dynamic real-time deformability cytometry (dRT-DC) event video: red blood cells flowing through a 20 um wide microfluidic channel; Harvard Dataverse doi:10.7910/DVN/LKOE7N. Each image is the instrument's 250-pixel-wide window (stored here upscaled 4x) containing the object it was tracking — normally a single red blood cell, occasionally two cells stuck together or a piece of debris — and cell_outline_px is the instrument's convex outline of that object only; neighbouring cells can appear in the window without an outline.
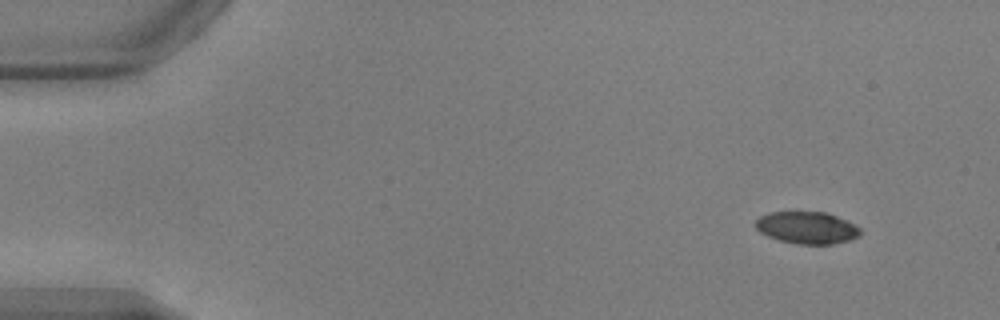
{"species": "common noctule bat (a hibernating species)", "species_latin": "Nyctalus noctula", "temperature_condition": "warm", "stored_images_in_passage": 7, "camera_frame_rate_fps": 3000, "um_per_image_px": 0.085, "animal": {"sex": "male", "body_mass_g": 17.9, "forearm_length_mm": 54.2}, "frame": {"image": 1, "passage_image": 1, "time_ms": 0.0, "image_size_px": [1000, 320], "cell_outline_px": [[860, 236], [848, 240], [832, 244], [796, 244], [780, 240], [768, 236], [760, 232], [756, 228], [756, 220], [760, 216], [768, 212], [828, 212], [848, 220], [860, 228]], "centroid_in_image_um": [68.61, 19.34], "position_along_channel_um": 16.4, "area_um2": 19.65}}